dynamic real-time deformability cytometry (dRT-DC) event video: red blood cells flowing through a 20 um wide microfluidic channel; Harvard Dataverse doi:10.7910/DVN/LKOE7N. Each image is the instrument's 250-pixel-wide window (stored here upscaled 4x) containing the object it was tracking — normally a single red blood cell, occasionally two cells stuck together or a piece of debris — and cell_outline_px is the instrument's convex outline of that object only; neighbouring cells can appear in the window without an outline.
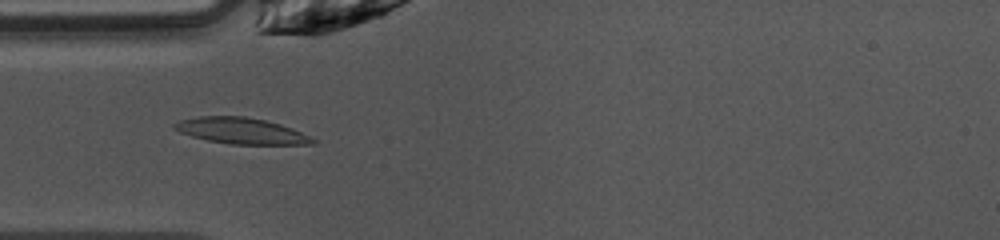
{"species": "common noctule bat (a hibernating species)", "species_latin": "Nyctalus noctula", "temperature_condition": "warm", "stored_images_in_passage": 39, "camera_frame_rate_fps": 3000, "um_per_image_px": 0.085, "animal": {"sex": "female", "body_mass_g": 10.0, "forearm_length_mm": 53.1}, "frame": {"image": 1, "passage_image": 13, "time_ms": 4.0, "image_size_px": [1000, 240], "cell_outline_px": [[316, 144], [232, 144], [208, 140], [192, 136], [180, 132], [172, 128], [172, 124], [180, 120], [200, 116], [244, 116], [264, 120], [280, 124], [292, 128], [316, 140]], "centroid_in_image_um": [20.47, 11.11], "position_along_channel_um": 64.5, "area_um2": 20.81}}
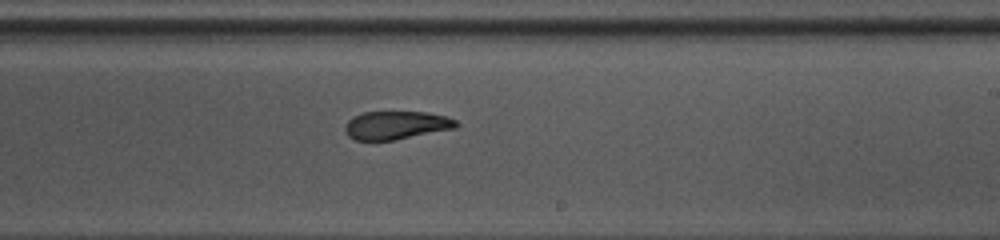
{"frame": {"image": 2, "passage_image": 27, "time_ms": 8.667, "image_size_px": [1000, 240], "cell_outline_px": [[460, 124], [456, 128], [392, 140], [356, 140], [348, 136], [344, 128], [348, 120], [352, 116], [364, 112], [428, 112], [448, 116], [456, 120]], "centroid_in_image_um": [33.69, 10.63], "position_along_channel_um": 255.3, "area_um2": 18.32}}
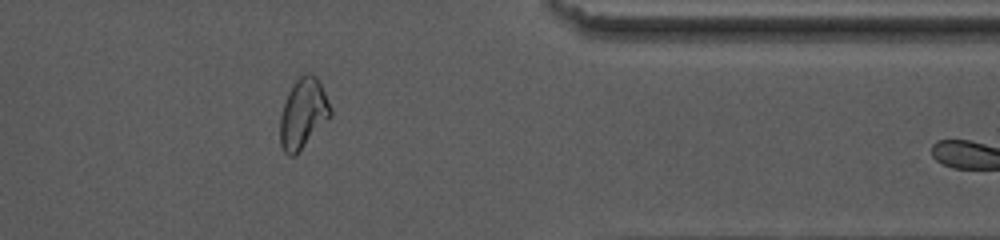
{"frame": {"image": 3, "passage_image": 38, "time_ms": 12.333, "image_size_px": [1000, 240], "cell_outline_px": [[332, 116], [296, 156], [288, 156], [284, 152], [280, 144], [280, 116], [288, 92], [296, 80], [304, 72], [312, 72], [316, 76], [332, 108]], "centroid_in_image_um": [25.77, 9.67], "position_along_channel_um": 385.6, "area_um2": 20.81}}